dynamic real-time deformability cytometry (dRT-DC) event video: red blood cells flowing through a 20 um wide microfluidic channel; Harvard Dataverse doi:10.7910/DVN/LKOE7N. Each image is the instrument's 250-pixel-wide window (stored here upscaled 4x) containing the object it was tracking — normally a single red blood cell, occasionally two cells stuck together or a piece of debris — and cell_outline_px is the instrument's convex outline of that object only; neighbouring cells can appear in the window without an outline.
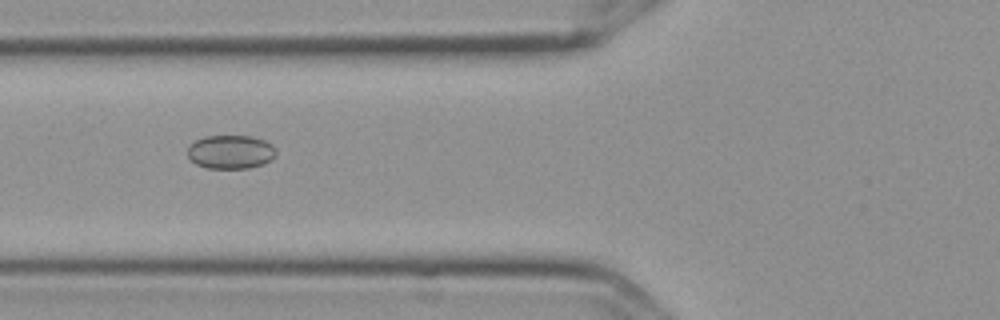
{"species": "Egyptian fruit bat (a non-hibernating species)", "species_latin": "Rousettus aegyptiacus", "temperature_condition": "cold", "stored_images_in_passage": 5, "camera_frame_rate_fps": 3000, "um_per_image_px": 0.085, "frame": {"image": 1, "passage_image": 3, "time_ms": 0.667, "image_size_px": [1000, 320], "cell_outline_px": [[276, 152], [272, 160], [264, 164], [248, 168], [208, 168], [196, 164], [188, 156], [188, 144], [204, 136], [252, 136], [264, 140], [272, 144], [276, 148]], "centroid_in_image_um": [19.62, 12.91], "position_along_channel_um": 106.2, "area_um2": 17.51}}
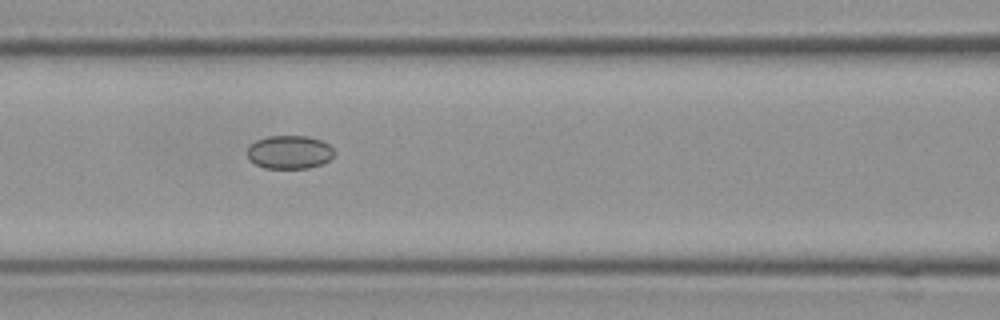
{"frame": {"image": 2, "passage_image": 4, "time_ms": 1.0, "image_size_px": [1000, 320], "cell_outline_px": [[336, 152], [328, 160], [320, 164], [308, 168], [264, 168], [256, 164], [248, 156], [248, 148], [256, 140], [268, 136], [308, 136], [320, 140], [328, 144]], "centroid_in_image_um": [24.62, 12.92], "position_along_channel_um": 142.0, "area_um2": 16.7}}
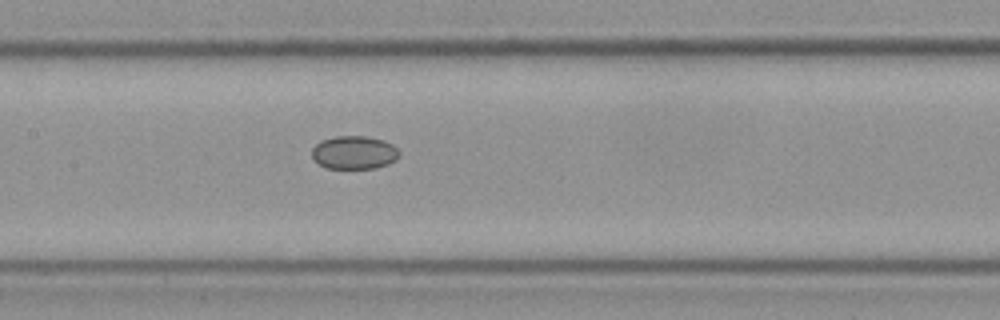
{"frame": {"image": 3, "passage_image": 5, "time_ms": 1.333, "image_size_px": [1000, 320], "cell_outline_px": [[400, 156], [396, 160], [388, 164], [376, 168], [324, 168], [312, 156], [312, 148], [316, 144], [324, 140], [336, 136], [368, 136], [384, 140], [392, 144], [400, 152]], "centroid_in_image_um": [30.14, 12.96], "position_along_channel_um": 177.3, "area_um2": 16.94}}